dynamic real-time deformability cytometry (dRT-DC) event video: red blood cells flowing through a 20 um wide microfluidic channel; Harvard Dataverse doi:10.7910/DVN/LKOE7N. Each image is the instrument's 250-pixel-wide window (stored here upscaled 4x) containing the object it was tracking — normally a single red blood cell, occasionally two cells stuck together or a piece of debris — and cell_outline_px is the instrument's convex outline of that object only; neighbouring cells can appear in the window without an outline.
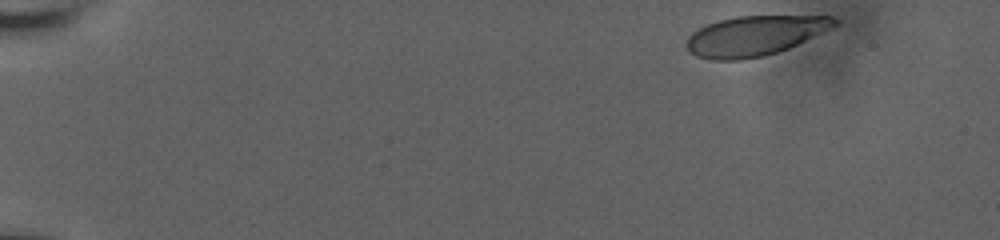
{"species": "human", "species_latin": "Homo sapiens", "temperature_condition": "room temperature", "stored_images_in_passage": 47, "camera_frame_rate_fps": 3000, "um_per_image_px": 0.085, "donor": {"sex": "male"}, "frame": {"image": 1, "passage_image": 1, "time_ms": 0.0, "image_size_px": [1000, 240], "cell_outline_px": [[840, 24], [832, 28], [788, 48], [764, 56], [740, 60], [712, 60], [696, 56], [688, 52], [688, 36], [692, 32], [708, 24], [720, 20], [736, 16], [832, 16], [840, 20]], "centroid_in_image_um": [64.18, 3.03], "position_along_channel_um": 20.8, "area_um2": 34.28}}
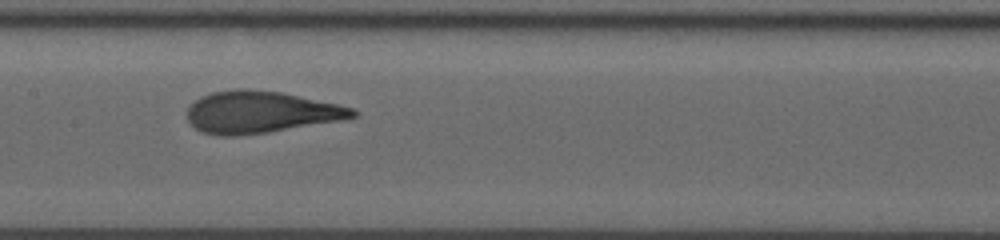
{"frame": {"image": 2, "passage_image": 26, "time_ms": 8.333, "image_size_px": [1000, 240], "cell_outline_px": [[360, 112], [356, 116], [336, 120], [268, 132], [236, 136], [220, 136], [200, 132], [188, 120], [188, 108], [200, 96], [212, 92], [236, 88], [248, 88], [280, 92], [336, 104], [352, 108]], "centroid_in_image_um": [22.07, 9.52], "position_along_channel_um": 185.3, "area_um2": 39.94}}
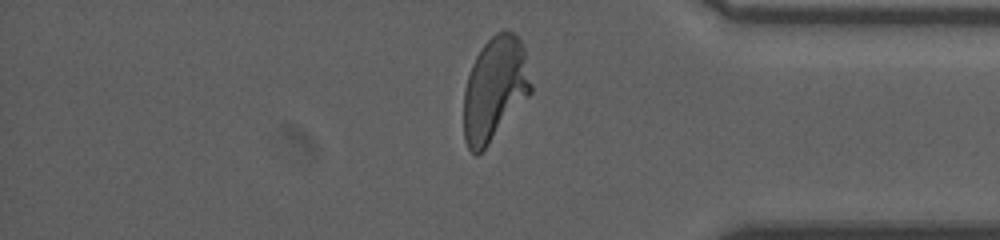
{"frame": {"image": 3, "passage_image": 44, "time_ms": 14.333, "image_size_px": [1000, 240], "cell_outline_px": [[532, 92], [488, 144], [476, 156], [468, 148], [464, 140], [464, 92], [468, 76], [472, 64], [476, 56], [484, 44], [496, 32], [512, 32], [520, 40], [524, 48], [532, 84]], "centroid_in_image_um": [42.05, 7.56], "position_along_channel_um": 393.1, "area_um2": 40.23}, "authors_computed_cell_mechanics": {"area_um2": 39.4774, "velocity_mm_per_s": 3.7016, "shape_relaxation_time_tau1_ms": 4.0468, "shape_relaxation_time_tau2_ms": null, "deformation_change_tau1": 0.2201, "deformation_change_tau2": null}}